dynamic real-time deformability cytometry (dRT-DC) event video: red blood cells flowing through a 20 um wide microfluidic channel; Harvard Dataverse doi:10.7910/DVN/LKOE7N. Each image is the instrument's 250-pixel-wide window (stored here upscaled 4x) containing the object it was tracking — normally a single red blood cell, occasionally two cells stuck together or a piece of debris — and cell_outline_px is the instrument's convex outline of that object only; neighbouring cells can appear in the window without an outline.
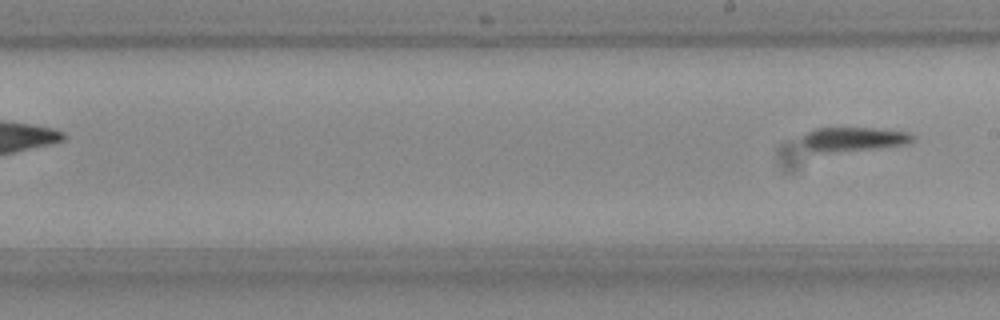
{"species": "Egyptian fruit bat (a non-hibernating species)", "species_latin": "Rousettus aegyptiacus", "temperature_condition": "room temperature", "stored_images_in_passage": 7, "segment_of_instrument_passage": [2, 2], "camera_frame_rate_fps": 3000, "um_per_image_px": 0.085, "frame": {"image": 1, "passage_image": 7, "time_ms": 2.0, "image_size_px": [1000, 320], "cell_outline_px": [[916, 140], [908, 144], [880, 148], [824, 152], [812, 152], [800, 140], [808, 132], [816, 128], [880, 128], [908, 132], [916, 136]], "centroid_in_image_um": [72.63, 11.82], "position_along_channel_um": 216.4, "area_um2": 15.66}}